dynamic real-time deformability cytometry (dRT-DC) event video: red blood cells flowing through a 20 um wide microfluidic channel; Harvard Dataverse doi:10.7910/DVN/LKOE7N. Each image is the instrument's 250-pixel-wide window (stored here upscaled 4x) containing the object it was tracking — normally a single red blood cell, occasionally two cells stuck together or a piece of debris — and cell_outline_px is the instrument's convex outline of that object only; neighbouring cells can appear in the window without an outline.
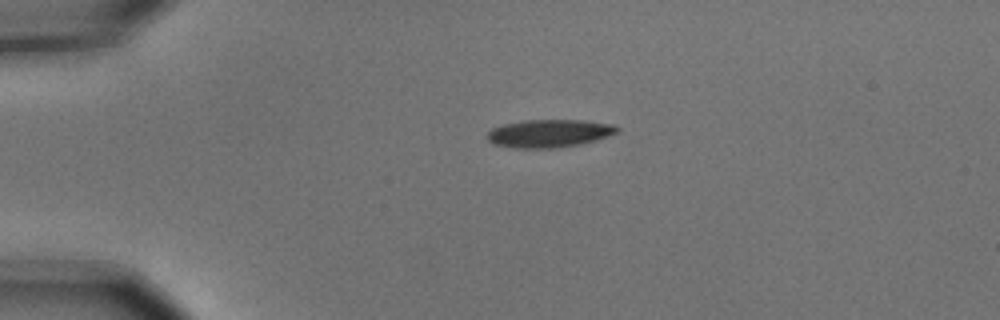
{"species": "common noctule bat (a hibernating species)", "species_latin": "Nyctalus noctula", "temperature_condition": "cold", "stored_images_in_passage": 2, "camera_frame_rate_fps": 3000, "um_per_image_px": 0.085, "animal": {"sex": "male", "body_mass_g": 15.6}, "frame": {"image": 1, "passage_image": 1, "time_ms": 0.0, "image_size_px": [1000, 320], "cell_outline_px": [[620, 128], [616, 132], [608, 136], [596, 140], [580, 144], [556, 148], [512, 148], [492, 144], [484, 136], [492, 128], [504, 124], [524, 120], [580, 120], [616, 124]], "centroid_in_image_um": [46.65, 11.34], "position_along_channel_um": 38.3, "area_um2": 21.33}}